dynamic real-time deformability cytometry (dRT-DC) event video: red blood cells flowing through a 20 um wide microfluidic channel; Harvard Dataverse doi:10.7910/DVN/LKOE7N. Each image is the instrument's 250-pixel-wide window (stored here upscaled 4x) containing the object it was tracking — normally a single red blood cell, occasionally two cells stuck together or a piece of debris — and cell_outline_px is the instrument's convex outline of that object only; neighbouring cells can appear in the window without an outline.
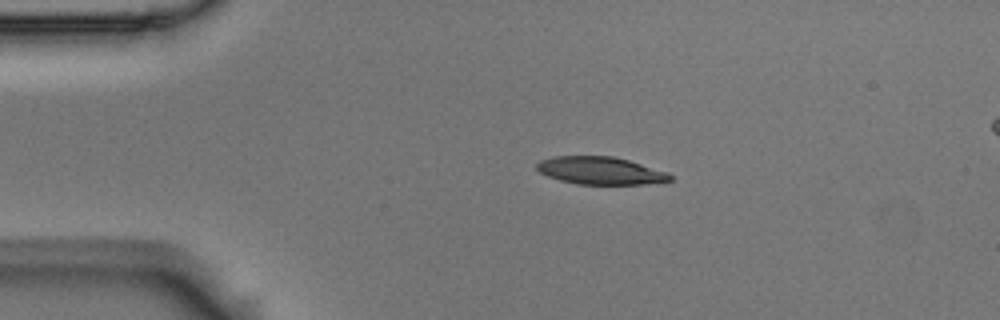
{"species": "Egyptian fruit bat (a non-hibernating species)", "species_latin": "Rousettus aegyptiacus", "temperature_condition": "room temperature", "stored_images_in_passage": 4, "camera_frame_rate_fps": 3000, "um_per_image_px": 0.085, "animal": {"sex": "male"}, "frame": {"image": 1, "passage_image": 1, "time_ms": 0.0, "image_size_px": [1000, 320], "cell_outline_px": [[672, 180], [644, 184], [576, 184], [560, 180], [548, 176], [540, 172], [536, 168], [536, 164], [540, 160], [556, 156], [612, 156], [628, 160], [668, 172], [672, 176]], "centroid_in_image_um": [51.02, 14.5], "position_along_channel_um": 34.0, "area_um2": 21.33}}
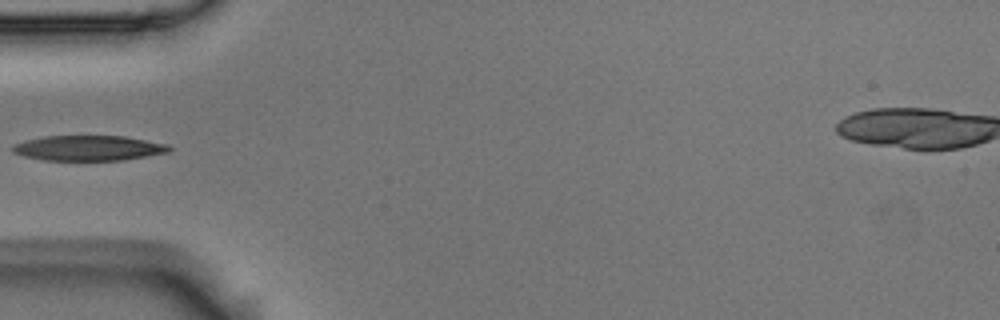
{"frame": {"image": 2, "passage_image": 3, "time_ms": 0.667, "image_size_px": [1000, 320], "cell_outline_px": [[172, 148], [168, 152], [124, 160], [44, 160], [24, 156], [12, 152], [12, 144], [24, 140], [44, 136], [124, 136], [168, 144]], "centroid_in_image_um": [7.49, 12.58], "position_along_channel_um": 77.5, "area_um2": 23.0}}
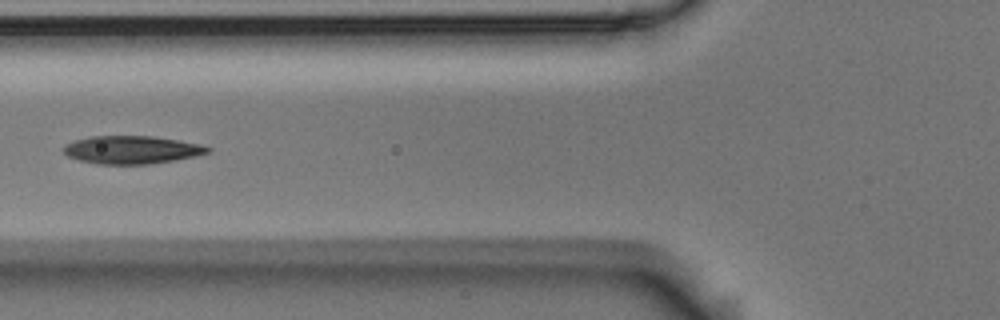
{"frame": {"image": 3, "passage_image": 4, "time_ms": 1.0, "image_size_px": [1000, 320], "cell_outline_px": [[212, 148], [208, 152], [196, 156], [176, 160], [148, 164], [96, 164], [80, 160], [68, 156], [64, 152], [64, 144], [76, 140], [92, 136], [156, 136], [200, 144]], "centroid_in_image_um": [11.21, 12.73], "position_along_channel_um": 114.6, "area_um2": 23.47}}